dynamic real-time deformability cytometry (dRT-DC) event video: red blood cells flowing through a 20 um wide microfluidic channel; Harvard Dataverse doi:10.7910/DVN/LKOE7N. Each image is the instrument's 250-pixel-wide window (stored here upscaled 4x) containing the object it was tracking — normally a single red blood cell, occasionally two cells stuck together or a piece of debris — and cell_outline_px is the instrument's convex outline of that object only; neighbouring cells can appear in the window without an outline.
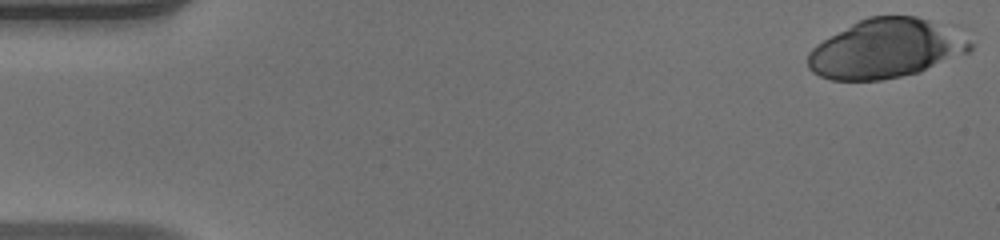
{"species": "human", "species_latin": "Homo sapiens", "temperature_condition": "warm", "stored_images_in_passage": 49, "camera_frame_rate_fps": 3000, "um_per_image_px": 0.085, "donor": {"sex": "male"}, "frame": {"image": 1, "passage_image": 1, "time_ms": 0.0, "image_size_px": [1000, 240], "cell_outline_px": [[972, 48], [968, 52], [920, 72], [880, 80], [832, 80], [820, 76], [812, 72], [808, 68], [808, 52], [816, 44], [852, 24], [868, 16], [916, 16], [928, 20], [968, 40], [972, 44]], "centroid_in_image_um": [75.22, 4.16], "position_along_channel_um": 9.8, "area_um2": 54.79}}
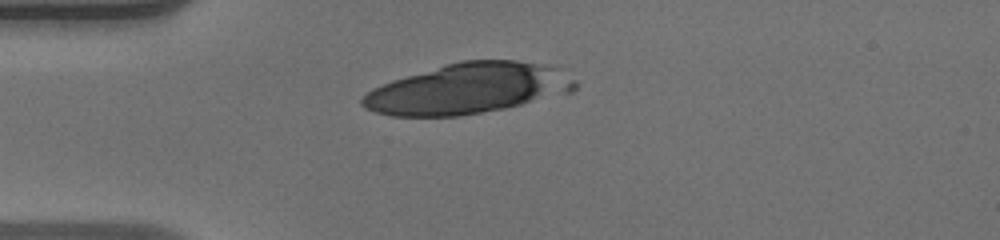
{"frame": {"image": 2, "passage_image": 13, "time_ms": 4.0, "image_size_px": [1000, 240], "cell_outline_px": [[556, 68], [540, 88], [528, 100], [520, 104], [504, 108], [460, 116], [392, 116], [376, 112], [364, 108], [360, 104], [360, 100], [372, 88], [392, 80], [460, 60], [516, 60]], "centroid_in_image_um": [39.0, 7.56], "position_along_channel_um": 46.0, "area_um2": 56.24}}